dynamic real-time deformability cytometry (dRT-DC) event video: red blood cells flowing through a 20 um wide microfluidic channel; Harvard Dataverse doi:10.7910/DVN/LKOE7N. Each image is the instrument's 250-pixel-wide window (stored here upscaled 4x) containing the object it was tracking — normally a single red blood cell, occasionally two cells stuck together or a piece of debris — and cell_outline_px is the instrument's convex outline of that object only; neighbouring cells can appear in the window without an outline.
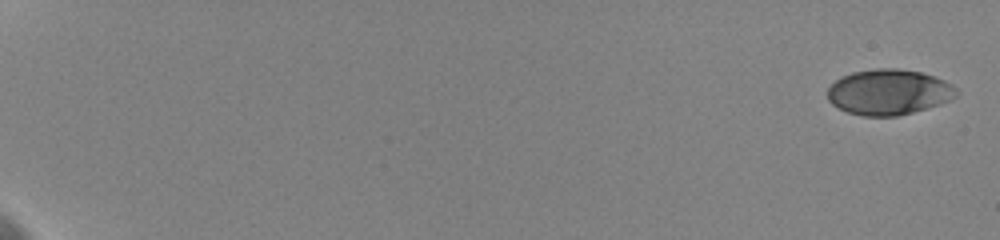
{"species": "human", "species_latin": "Homo sapiens", "temperature_condition": "cold", "stored_images_in_passage": 20, "camera_frame_rate_fps": 3000, "um_per_image_px": 0.085, "donor": {"sex": "female"}, "frame": {"image": 1, "passage_image": 1, "time_ms": 0.0, "image_size_px": [1000, 240], "cell_outline_px": [[960, 92], [952, 100], [912, 112], [896, 116], [864, 116], [848, 112], [832, 104], [828, 100], [828, 88], [836, 80], [852, 72], [876, 68], [900, 68], [920, 72], [944, 80], [952, 84]], "centroid_in_image_um": [75.57, 7.82], "position_along_channel_um": 9.4, "area_um2": 34.1}}
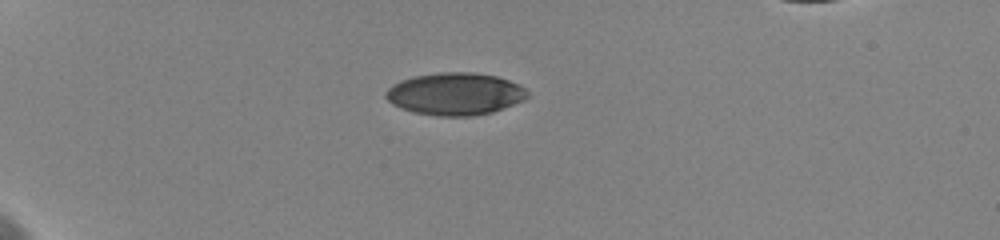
{"frame": {"image": 2, "passage_image": 9, "time_ms": 5.667, "image_size_px": [1000, 240], "cell_outline_px": [[528, 96], [524, 100], [492, 112], [472, 116], [440, 116], [416, 112], [400, 108], [392, 104], [384, 96], [388, 88], [392, 84], [400, 80], [416, 76], [440, 72], [472, 72], [496, 76], [520, 84], [528, 92]], "centroid_in_image_um": [38.68, 7.98], "position_along_channel_um": 46.3, "area_um2": 34.85}}
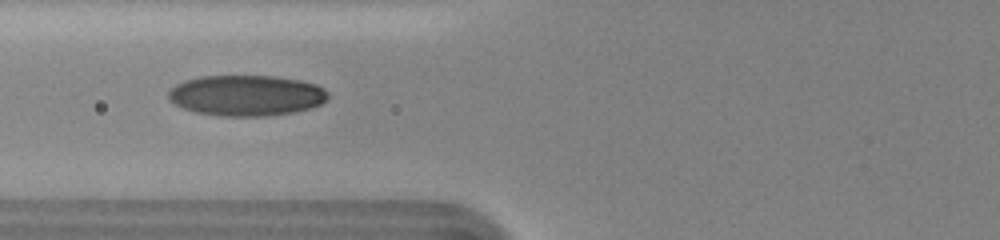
{"frame": {"image": 3, "passage_image": 13, "time_ms": 8.667, "image_size_px": [1000, 240], "cell_outline_px": [[328, 100], [320, 104], [308, 108], [292, 112], [264, 116], [220, 116], [196, 112], [184, 108], [168, 100], [168, 92], [176, 84], [184, 80], [200, 76], [276, 76], [300, 80], [316, 84], [324, 88], [328, 92]], "centroid_in_image_um": [20.94, 8.1], "position_along_channel_um": 104.9, "area_um2": 37.92}}